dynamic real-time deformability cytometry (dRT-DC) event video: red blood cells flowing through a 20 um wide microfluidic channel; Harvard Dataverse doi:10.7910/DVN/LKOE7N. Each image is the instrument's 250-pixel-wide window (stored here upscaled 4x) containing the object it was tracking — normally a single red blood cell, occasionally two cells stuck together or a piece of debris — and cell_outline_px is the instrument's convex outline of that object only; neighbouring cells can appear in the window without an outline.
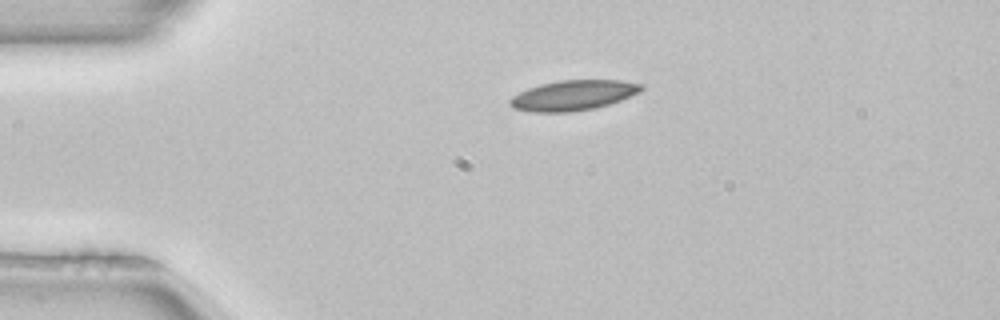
{"species": "common noctule bat (a hibernating species)", "species_latin": "Nyctalus noctula", "temperature_condition": "room temperature", "stored_images_in_passage": 2, "camera_frame_rate_fps": 3000, "um_per_image_px": 0.085, "animal": {"sex": "female", "body_mass_g": 22.7, "forearm_length_mm": 54.2}, "frame": {"image": 1, "passage_image": 1, "time_ms": 0.0, "image_size_px": [1000, 320], "cell_outline_px": [[644, 88], [640, 92], [620, 100], [596, 108], [572, 112], [528, 112], [512, 108], [508, 104], [508, 100], [512, 96], [528, 88], [540, 84], [560, 80], [620, 80], [644, 84]], "centroid_in_image_um": [48.7, 8.11], "position_along_channel_um": 36.3, "area_um2": 23.29}}